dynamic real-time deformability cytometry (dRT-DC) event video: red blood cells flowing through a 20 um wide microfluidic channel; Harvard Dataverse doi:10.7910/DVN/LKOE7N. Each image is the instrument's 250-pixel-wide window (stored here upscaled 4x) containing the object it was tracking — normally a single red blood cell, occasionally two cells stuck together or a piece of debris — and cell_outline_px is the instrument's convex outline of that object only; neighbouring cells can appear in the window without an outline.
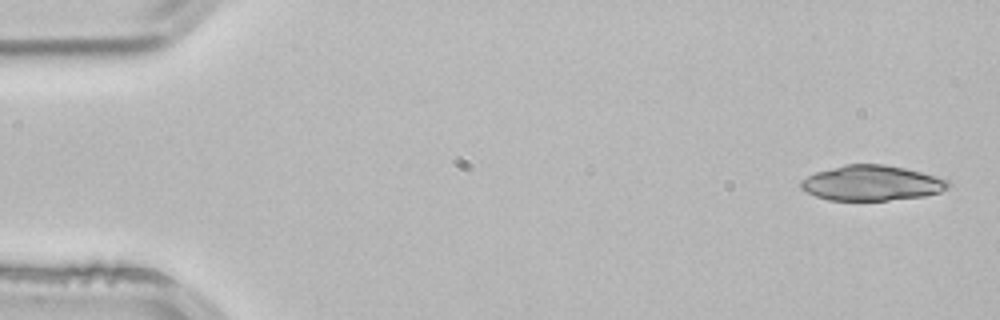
{"species": "common noctule bat (a hibernating species)", "species_latin": "Nyctalus noctula", "temperature_condition": "room temperature", "stored_images_in_passage": 3, "camera_frame_rate_fps": 3000, "um_per_image_px": 0.085, "animal": {"sex": "male", "body_mass_g": 21.5, "forearm_length_mm": 52.0}, "frame": {"image": 1, "passage_image": 3, "time_ms": 0.667, "image_size_px": [1000, 320], "cell_outline_px": [[952, 184], [948, 188], [940, 192], [924, 196], [888, 200], [828, 200], [816, 196], [800, 188], [800, 180], [816, 172], [844, 164], [884, 164], [904, 168], [920, 172], [948, 180]], "centroid_in_image_um": [74.09, 15.56], "position_along_channel_um": 10.9, "area_um2": 30.11}}